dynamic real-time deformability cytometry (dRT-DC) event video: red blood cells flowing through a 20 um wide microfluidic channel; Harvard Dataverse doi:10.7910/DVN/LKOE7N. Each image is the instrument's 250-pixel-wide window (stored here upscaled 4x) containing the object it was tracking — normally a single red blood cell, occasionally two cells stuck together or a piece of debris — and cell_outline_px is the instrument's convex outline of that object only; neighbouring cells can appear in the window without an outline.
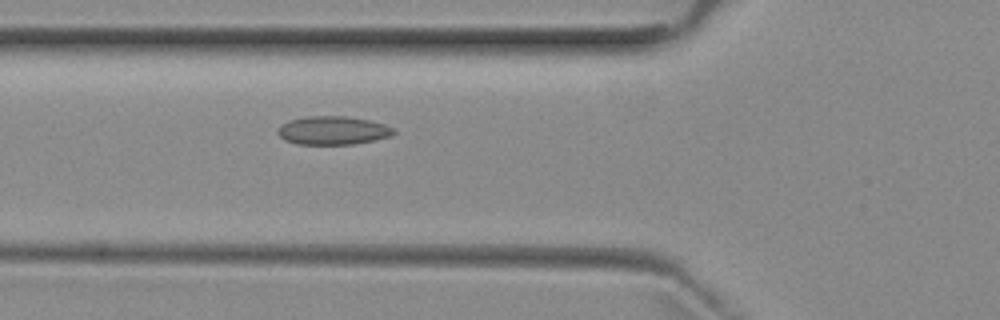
{"species": "common noctule bat (a hibernating species)", "species_latin": "Nyctalus noctula", "temperature_condition": "room temperature", "stored_images_in_passage": 6, "camera_frame_rate_fps": 3000, "um_per_image_px": 0.085, "animal": {"sex": "female", "body_mass_g": 29.2, "forearm_length_mm": 56.3}, "frame": {"image": 1, "passage_image": 6, "time_ms": 5.667, "image_size_px": [1000, 320], "cell_outline_px": [[396, 132], [388, 136], [372, 140], [352, 144], [296, 144], [284, 140], [276, 132], [276, 128], [280, 124], [288, 120], [304, 116], [344, 116], [368, 120], [384, 124], [396, 128]], "centroid_in_image_um": [28.22, 11.08], "position_along_channel_um": 97.6, "area_um2": 19.31}}